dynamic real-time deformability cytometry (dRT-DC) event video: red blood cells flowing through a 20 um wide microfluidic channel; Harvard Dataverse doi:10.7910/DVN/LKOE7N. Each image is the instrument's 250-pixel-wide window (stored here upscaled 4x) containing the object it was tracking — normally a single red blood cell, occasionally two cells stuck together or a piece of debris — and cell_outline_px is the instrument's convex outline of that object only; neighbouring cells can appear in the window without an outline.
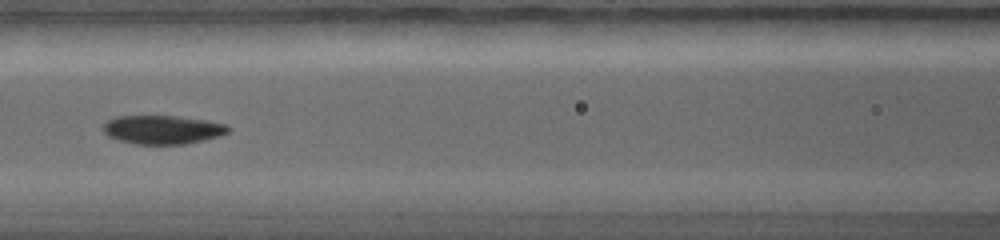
{"species": "common noctule bat (a hibernating species)", "species_latin": "Nyctalus noctula", "temperature_condition": "warm", "stored_images_in_passage": 7, "camera_frame_rate_fps": 5000, "um_per_image_px": 0.085, "animal": {"sex": "female", "body_mass_g": 19.0, "forearm_length_mm": 56.7}, "frame": {"image": 1, "passage_image": 5, "time_ms": 4.0, "image_size_px": [1000, 240], "cell_outline_px": [[232, 128], [228, 132], [220, 136], [204, 140], [184, 144], [136, 144], [120, 140], [108, 136], [104, 132], [104, 124], [108, 120], [116, 116], [176, 116], [208, 120], [228, 124]], "centroid_in_image_um": [13.88, 11.01], "position_along_channel_um": 152.7, "area_um2": 20.98}}
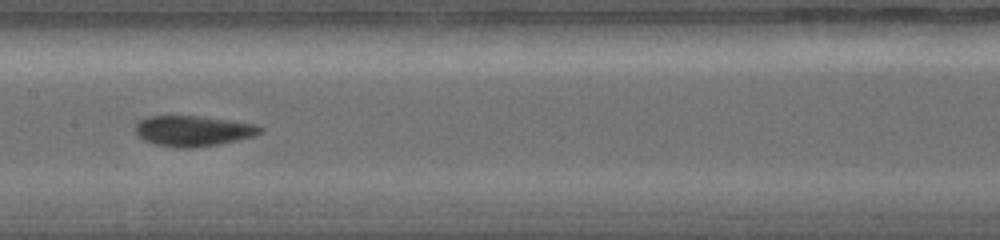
{"frame": {"image": 2, "passage_image": 6, "time_ms": 4.8, "image_size_px": [1000, 240], "cell_outline_px": [[264, 132], [252, 136], [220, 144], [192, 148], [180, 148], [156, 144], [144, 140], [136, 132], [136, 124], [140, 120], [148, 116], [200, 116], [256, 124], [264, 128]], "centroid_in_image_um": [16.45, 11.12], "position_along_channel_um": 191.0, "area_um2": 22.08}}
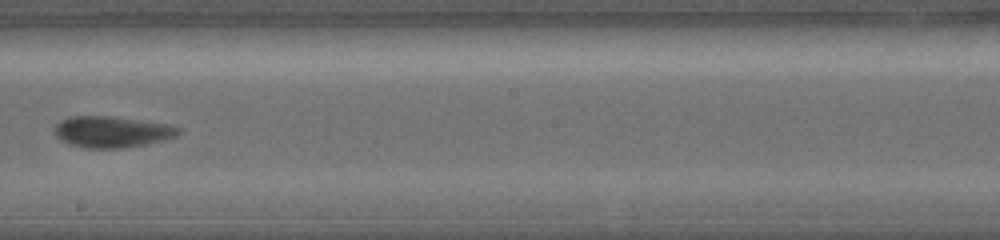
{"frame": {"image": 3, "passage_image": 7, "time_ms": 5.8, "image_size_px": [1000, 240], "cell_outline_px": [[180, 132], [176, 136], [164, 140], [124, 148], [88, 148], [68, 144], [60, 140], [56, 136], [52, 128], [60, 120], [68, 116], [108, 116], [168, 124], [180, 128]], "centroid_in_image_um": [9.45, 11.2], "position_along_channel_um": 238.7, "area_um2": 22.6}}